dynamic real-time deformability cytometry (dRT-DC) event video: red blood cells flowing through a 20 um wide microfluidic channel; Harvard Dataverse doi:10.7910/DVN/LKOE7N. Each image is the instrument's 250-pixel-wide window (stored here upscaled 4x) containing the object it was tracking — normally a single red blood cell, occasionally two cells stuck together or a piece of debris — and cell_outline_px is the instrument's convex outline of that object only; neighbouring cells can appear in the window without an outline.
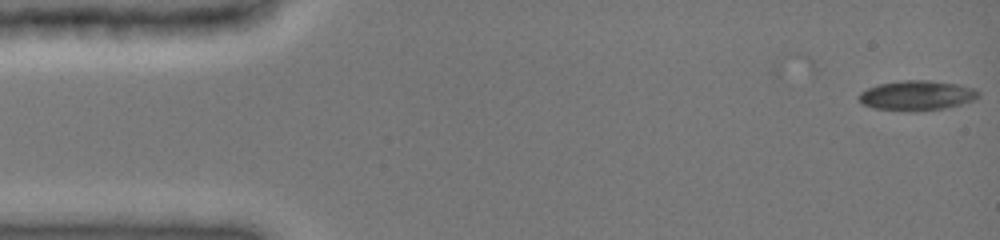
{"species": "common noctule bat (a hibernating species)", "species_latin": "Nyctalus noctula", "temperature_condition": "cold", "stored_images_in_passage": 31, "camera_frame_rate_fps": 3000, "um_per_image_px": 0.085, "animal": {"sex": "female", "body_mass_g": 19.0, "forearm_length_mm": 51.5}, "frame": {"image": 1, "passage_image": 1, "time_ms": 0.0, "image_size_px": [1000, 240], "cell_outline_px": [[980, 96], [976, 100], [944, 108], [872, 108], [864, 104], [860, 100], [860, 92], [868, 88], [880, 84], [900, 80], [928, 80], [956, 84], [972, 88], [980, 92]], "centroid_in_image_um": [77.98, 8.06], "position_along_channel_um": 7.0, "area_um2": 19.71}}
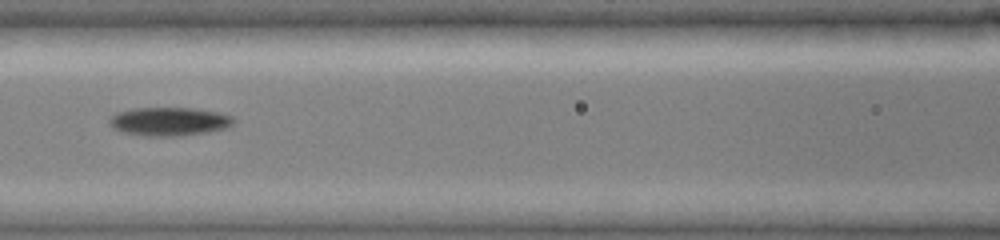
{"frame": {"image": 2, "passage_image": 18, "time_ms": 6.667, "image_size_px": [1000, 240], "cell_outline_px": [[236, 120], [228, 128], [208, 132], [180, 136], [144, 136], [124, 132], [112, 128], [108, 124], [108, 120], [116, 112], [132, 108], [192, 108], [216, 112], [232, 116]], "centroid_in_image_um": [14.36, 10.33], "position_along_channel_um": 152.2, "area_um2": 20.81}}
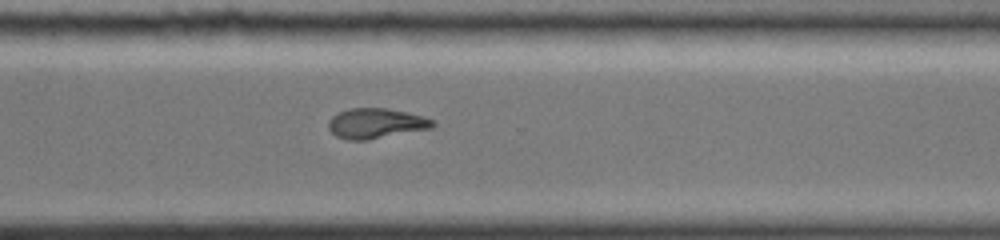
{"frame": {"image": 3, "passage_image": 31, "time_ms": 11.333, "image_size_px": [1000, 240], "cell_outline_px": [[436, 124], [432, 128], [368, 140], [348, 140], [336, 136], [328, 128], [328, 120], [332, 116], [340, 112], [352, 108], [388, 108], [408, 112], [436, 120]], "centroid_in_image_um": [31.98, 10.49], "position_along_channel_um": 338.6, "area_um2": 18.44}}